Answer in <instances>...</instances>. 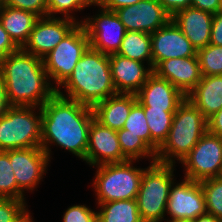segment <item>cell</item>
Returning a JSON list of instances; mask_svg holds the SVG:
<instances>
[{"instance_id":"cell-1","label":"cell","mask_w":222,"mask_h":222,"mask_svg":"<svg viewBox=\"0 0 222 222\" xmlns=\"http://www.w3.org/2000/svg\"><path fill=\"white\" fill-rule=\"evenodd\" d=\"M41 148L50 159V144L60 146L85 161L92 107L55 93L41 107Z\"/></svg>"},{"instance_id":"cell-2","label":"cell","mask_w":222,"mask_h":222,"mask_svg":"<svg viewBox=\"0 0 222 222\" xmlns=\"http://www.w3.org/2000/svg\"><path fill=\"white\" fill-rule=\"evenodd\" d=\"M11 106L42 107L55 93L40 57L19 48L0 63ZM48 81V82H47Z\"/></svg>"},{"instance_id":"cell-3","label":"cell","mask_w":222,"mask_h":222,"mask_svg":"<svg viewBox=\"0 0 222 222\" xmlns=\"http://www.w3.org/2000/svg\"><path fill=\"white\" fill-rule=\"evenodd\" d=\"M60 86L65 87L67 96L59 88H56L57 94L89 107L117 94L112 82L109 55L89 46Z\"/></svg>"},{"instance_id":"cell-4","label":"cell","mask_w":222,"mask_h":222,"mask_svg":"<svg viewBox=\"0 0 222 222\" xmlns=\"http://www.w3.org/2000/svg\"><path fill=\"white\" fill-rule=\"evenodd\" d=\"M206 132L207 119L186 97L174 113L168 136L156 152V162H181Z\"/></svg>"},{"instance_id":"cell-5","label":"cell","mask_w":222,"mask_h":222,"mask_svg":"<svg viewBox=\"0 0 222 222\" xmlns=\"http://www.w3.org/2000/svg\"><path fill=\"white\" fill-rule=\"evenodd\" d=\"M174 166L153 162L144 168L136 198L143 222H162L164 219L170 188L174 182Z\"/></svg>"},{"instance_id":"cell-6","label":"cell","mask_w":222,"mask_h":222,"mask_svg":"<svg viewBox=\"0 0 222 222\" xmlns=\"http://www.w3.org/2000/svg\"><path fill=\"white\" fill-rule=\"evenodd\" d=\"M134 160L96 166L93 186L97 203L136 199L144 169L133 167Z\"/></svg>"},{"instance_id":"cell-7","label":"cell","mask_w":222,"mask_h":222,"mask_svg":"<svg viewBox=\"0 0 222 222\" xmlns=\"http://www.w3.org/2000/svg\"><path fill=\"white\" fill-rule=\"evenodd\" d=\"M41 112L40 107L11 106L0 117V151L41 147Z\"/></svg>"},{"instance_id":"cell-8","label":"cell","mask_w":222,"mask_h":222,"mask_svg":"<svg viewBox=\"0 0 222 222\" xmlns=\"http://www.w3.org/2000/svg\"><path fill=\"white\" fill-rule=\"evenodd\" d=\"M90 46L89 38L82 24H77L56 47L42 60L48 78L59 86L69 77L74 67Z\"/></svg>"},{"instance_id":"cell-9","label":"cell","mask_w":222,"mask_h":222,"mask_svg":"<svg viewBox=\"0 0 222 222\" xmlns=\"http://www.w3.org/2000/svg\"><path fill=\"white\" fill-rule=\"evenodd\" d=\"M185 178L196 182L220 177L222 173V138L206 132L181 160Z\"/></svg>"},{"instance_id":"cell-10","label":"cell","mask_w":222,"mask_h":222,"mask_svg":"<svg viewBox=\"0 0 222 222\" xmlns=\"http://www.w3.org/2000/svg\"><path fill=\"white\" fill-rule=\"evenodd\" d=\"M100 9L97 16L85 18L80 24L85 28L90 47L107 55L117 53L126 33L125 27L114 11Z\"/></svg>"},{"instance_id":"cell-11","label":"cell","mask_w":222,"mask_h":222,"mask_svg":"<svg viewBox=\"0 0 222 222\" xmlns=\"http://www.w3.org/2000/svg\"><path fill=\"white\" fill-rule=\"evenodd\" d=\"M166 213L171 219H196L206 214L205 196L200 182L185 178L180 183H172L167 201Z\"/></svg>"},{"instance_id":"cell-12","label":"cell","mask_w":222,"mask_h":222,"mask_svg":"<svg viewBox=\"0 0 222 222\" xmlns=\"http://www.w3.org/2000/svg\"><path fill=\"white\" fill-rule=\"evenodd\" d=\"M79 21L58 17H39L22 48L25 52L43 58L77 25Z\"/></svg>"},{"instance_id":"cell-13","label":"cell","mask_w":222,"mask_h":222,"mask_svg":"<svg viewBox=\"0 0 222 222\" xmlns=\"http://www.w3.org/2000/svg\"><path fill=\"white\" fill-rule=\"evenodd\" d=\"M9 160L17 186L23 192L25 189L33 191L37 187L50 161L41 147L9 150Z\"/></svg>"},{"instance_id":"cell-14","label":"cell","mask_w":222,"mask_h":222,"mask_svg":"<svg viewBox=\"0 0 222 222\" xmlns=\"http://www.w3.org/2000/svg\"><path fill=\"white\" fill-rule=\"evenodd\" d=\"M126 31L153 33L162 28L171 17L158 0H140L136 4L114 11Z\"/></svg>"},{"instance_id":"cell-15","label":"cell","mask_w":222,"mask_h":222,"mask_svg":"<svg viewBox=\"0 0 222 222\" xmlns=\"http://www.w3.org/2000/svg\"><path fill=\"white\" fill-rule=\"evenodd\" d=\"M125 161L128 159L122 154L117 130L106 127L93 119L88 132L85 162L94 167Z\"/></svg>"},{"instance_id":"cell-16","label":"cell","mask_w":222,"mask_h":222,"mask_svg":"<svg viewBox=\"0 0 222 222\" xmlns=\"http://www.w3.org/2000/svg\"><path fill=\"white\" fill-rule=\"evenodd\" d=\"M150 35L153 69L161 61L197 55V50L172 19Z\"/></svg>"},{"instance_id":"cell-17","label":"cell","mask_w":222,"mask_h":222,"mask_svg":"<svg viewBox=\"0 0 222 222\" xmlns=\"http://www.w3.org/2000/svg\"><path fill=\"white\" fill-rule=\"evenodd\" d=\"M137 101L143 107L176 112L186 96L168 80L158 77L154 72L146 83L135 94Z\"/></svg>"},{"instance_id":"cell-18","label":"cell","mask_w":222,"mask_h":222,"mask_svg":"<svg viewBox=\"0 0 222 222\" xmlns=\"http://www.w3.org/2000/svg\"><path fill=\"white\" fill-rule=\"evenodd\" d=\"M153 72L187 96L202 79L198 56L161 61Z\"/></svg>"},{"instance_id":"cell-19","label":"cell","mask_w":222,"mask_h":222,"mask_svg":"<svg viewBox=\"0 0 222 222\" xmlns=\"http://www.w3.org/2000/svg\"><path fill=\"white\" fill-rule=\"evenodd\" d=\"M112 82L117 93L136 94L153 73L144 63L119 54L109 55Z\"/></svg>"},{"instance_id":"cell-20","label":"cell","mask_w":222,"mask_h":222,"mask_svg":"<svg viewBox=\"0 0 222 222\" xmlns=\"http://www.w3.org/2000/svg\"><path fill=\"white\" fill-rule=\"evenodd\" d=\"M171 19L197 51L209 44L213 14L188 7L177 12Z\"/></svg>"},{"instance_id":"cell-21","label":"cell","mask_w":222,"mask_h":222,"mask_svg":"<svg viewBox=\"0 0 222 222\" xmlns=\"http://www.w3.org/2000/svg\"><path fill=\"white\" fill-rule=\"evenodd\" d=\"M136 102L135 94L117 93L92 107L94 119L111 129H122Z\"/></svg>"},{"instance_id":"cell-22","label":"cell","mask_w":222,"mask_h":222,"mask_svg":"<svg viewBox=\"0 0 222 222\" xmlns=\"http://www.w3.org/2000/svg\"><path fill=\"white\" fill-rule=\"evenodd\" d=\"M186 97L208 119L222 109V75L202 76Z\"/></svg>"},{"instance_id":"cell-23","label":"cell","mask_w":222,"mask_h":222,"mask_svg":"<svg viewBox=\"0 0 222 222\" xmlns=\"http://www.w3.org/2000/svg\"><path fill=\"white\" fill-rule=\"evenodd\" d=\"M38 18L32 12L6 5H2L0 10V22L18 48H23L27 43Z\"/></svg>"},{"instance_id":"cell-24","label":"cell","mask_w":222,"mask_h":222,"mask_svg":"<svg viewBox=\"0 0 222 222\" xmlns=\"http://www.w3.org/2000/svg\"><path fill=\"white\" fill-rule=\"evenodd\" d=\"M116 54L145 63L153 69L151 35L149 33L126 31Z\"/></svg>"},{"instance_id":"cell-25","label":"cell","mask_w":222,"mask_h":222,"mask_svg":"<svg viewBox=\"0 0 222 222\" xmlns=\"http://www.w3.org/2000/svg\"><path fill=\"white\" fill-rule=\"evenodd\" d=\"M97 222H143L136 199L98 203Z\"/></svg>"},{"instance_id":"cell-26","label":"cell","mask_w":222,"mask_h":222,"mask_svg":"<svg viewBox=\"0 0 222 222\" xmlns=\"http://www.w3.org/2000/svg\"><path fill=\"white\" fill-rule=\"evenodd\" d=\"M151 134V149L156 153L166 140L175 112L143 107Z\"/></svg>"},{"instance_id":"cell-27","label":"cell","mask_w":222,"mask_h":222,"mask_svg":"<svg viewBox=\"0 0 222 222\" xmlns=\"http://www.w3.org/2000/svg\"><path fill=\"white\" fill-rule=\"evenodd\" d=\"M117 136L122 154L128 160L139 158H151L150 163L156 162V153L139 137L132 134H125V129L117 130Z\"/></svg>"},{"instance_id":"cell-28","label":"cell","mask_w":222,"mask_h":222,"mask_svg":"<svg viewBox=\"0 0 222 222\" xmlns=\"http://www.w3.org/2000/svg\"><path fill=\"white\" fill-rule=\"evenodd\" d=\"M24 192L17 186L13 168L9 160V150L0 151V198L25 200Z\"/></svg>"},{"instance_id":"cell-29","label":"cell","mask_w":222,"mask_h":222,"mask_svg":"<svg viewBox=\"0 0 222 222\" xmlns=\"http://www.w3.org/2000/svg\"><path fill=\"white\" fill-rule=\"evenodd\" d=\"M122 129L125 134L139 136L151 148V134L143 106L137 101L131 108Z\"/></svg>"},{"instance_id":"cell-30","label":"cell","mask_w":222,"mask_h":222,"mask_svg":"<svg viewBox=\"0 0 222 222\" xmlns=\"http://www.w3.org/2000/svg\"><path fill=\"white\" fill-rule=\"evenodd\" d=\"M206 202L207 213L222 220V178L200 181Z\"/></svg>"},{"instance_id":"cell-31","label":"cell","mask_w":222,"mask_h":222,"mask_svg":"<svg viewBox=\"0 0 222 222\" xmlns=\"http://www.w3.org/2000/svg\"><path fill=\"white\" fill-rule=\"evenodd\" d=\"M197 56L202 76L222 75V46L208 44Z\"/></svg>"},{"instance_id":"cell-32","label":"cell","mask_w":222,"mask_h":222,"mask_svg":"<svg viewBox=\"0 0 222 222\" xmlns=\"http://www.w3.org/2000/svg\"><path fill=\"white\" fill-rule=\"evenodd\" d=\"M91 5L96 6L97 0H47V11L50 17L60 13L63 18L75 21L76 18L70 15L72 11H80Z\"/></svg>"},{"instance_id":"cell-33","label":"cell","mask_w":222,"mask_h":222,"mask_svg":"<svg viewBox=\"0 0 222 222\" xmlns=\"http://www.w3.org/2000/svg\"><path fill=\"white\" fill-rule=\"evenodd\" d=\"M25 200L0 198V222H19L28 213Z\"/></svg>"},{"instance_id":"cell-34","label":"cell","mask_w":222,"mask_h":222,"mask_svg":"<svg viewBox=\"0 0 222 222\" xmlns=\"http://www.w3.org/2000/svg\"><path fill=\"white\" fill-rule=\"evenodd\" d=\"M63 222H97V211L86 205H73L63 214Z\"/></svg>"},{"instance_id":"cell-35","label":"cell","mask_w":222,"mask_h":222,"mask_svg":"<svg viewBox=\"0 0 222 222\" xmlns=\"http://www.w3.org/2000/svg\"><path fill=\"white\" fill-rule=\"evenodd\" d=\"M3 5L26 10L38 17H47V0H3Z\"/></svg>"},{"instance_id":"cell-36","label":"cell","mask_w":222,"mask_h":222,"mask_svg":"<svg viewBox=\"0 0 222 222\" xmlns=\"http://www.w3.org/2000/svg\"><path fill=\"white\" fill-rule=\"evenodd\" d=\"M19 48L10 39L8 33L3 28L0 22V63L11 53H14Z\"/></svg>"},{"instance_id":"cell-37","label":"cell","mask_w":222,"mask_h":222,"mask_svg":"<svg viewBox=\"0 0 222 222\" xmlns=\"http://www.w3.org/2000/svg\"><path fill=\"white\" fill-rule=\"evenodd\" d=\"M167 14L172 17L177 12L191 7L192 0H158Z\"/></svg>"},{"instance_id":"cell-38","label":"cell","mask_w":222,"mask_h":222,"mask_svg":"<svg viewBox=\"0 0 222 222\" xmlns=\"http://www.w3.org/2000/svg\"><path fill=\"white\" fill-rule=\"evenodd\" d=\"M209 44L222 46V11L213 15Z\"/></svg>"},{"instance_id":"cell-39","label":"cell","mask_w":222,"mask_h":222,"mask_svg":"<svg viewBox=\"0 0 222 222\" xmlns=\"http://www.w3.org/2000/svg\"><path fill=\"white\" fill-rule=\"evenodd\" d=\"M191 7L216 14L222 11V0H192Z\"/></svg>"},{"instance_id":"cell-40","label":"cell","mask_w":222,"mask_h":222,"mask_svg":"<svg viewBox=\"0 0 222 222\" xmlns=\"http://www.w3.org/2000/svg\"><path fill=\"white\" fill-rule=\"evenodd\" d=\"M207 132L222 138V109L207 119Z\"/></svg>"},{"instance_id":"cell-41","label":"cell","mask_w":222,"mask_h":222,"mask_svg":"<svg viewBox=\"0 0 222 222\" xmlns=\"http://www.w3.org/2000/svg\"><path fill=\"white\" fill-rule=\"evenodd\" d=\"M140 0H97V6L115 11L119 8L136 4Z\"/></svg>"},{"instance_id":"cell-42","label":"cell","mask_w":222,"mask_h":222,"mask_svg":"<svg viewBox=\"0 0 222 222\" xmlns=\"http://www.w3.org/2000/svg\"><path fill=\"white\" fill-rule=\"evenodd\" d=\"M10 107L11 105L8 101L5 82L2 75L0 74V117L4 116Z\"/></svg>"},{"instance_id":"cell-43","label":"cell","mask_w":222,"mask_h":222,"mask_svg":"<svg viewBox=\"0 0 222 222\" xmlns=\"http://www.w3.org/2000/svg\"><path fill=\"white\" fill-rule=\"evenodd\" d=\"M192 222H222V220L206 213L198 216L196 219H193Z\"/></svg>"},{"instance_id":"cell-44","label":"cell","mask_w":222,"mask_h":222,"mask_svg":"<svg viewBox=\"0 0 222 222\" xmlns=\"http://www.w3.org/2000/svg\"><path fill=\"white\" fill-rule=\"evenodd\" d=\"M31 213H28L22 220L19 222H34L32 216L30 215Z\"/></svg>"},{"instance_id":"cell-45","label":"cell","mask_w":222,"mask_h":222,"mask_svg":"<svg viewBox=\"0 0 222 222\" xmlns=\"http://www.w3.org/2000/svg\"><path fill=\"white\" fill-rule=\"evenodd\" d=\"M167 222H192L191 219H174V220H169Z\"/></svg>"},{"instance_id":"cell-46","label":"cell","mask_w":222,"mask_h":222,"mask_svg":"<svg viewBox=\"0 0 222 222\" xmlns=\"http://www.w3.org/2000/svg\"><path fill=\"white\" fill-rule=\"evenodd\" d=\"M2 5H3V0H0V10H1Z\"/></svg>"}]
</instances>
